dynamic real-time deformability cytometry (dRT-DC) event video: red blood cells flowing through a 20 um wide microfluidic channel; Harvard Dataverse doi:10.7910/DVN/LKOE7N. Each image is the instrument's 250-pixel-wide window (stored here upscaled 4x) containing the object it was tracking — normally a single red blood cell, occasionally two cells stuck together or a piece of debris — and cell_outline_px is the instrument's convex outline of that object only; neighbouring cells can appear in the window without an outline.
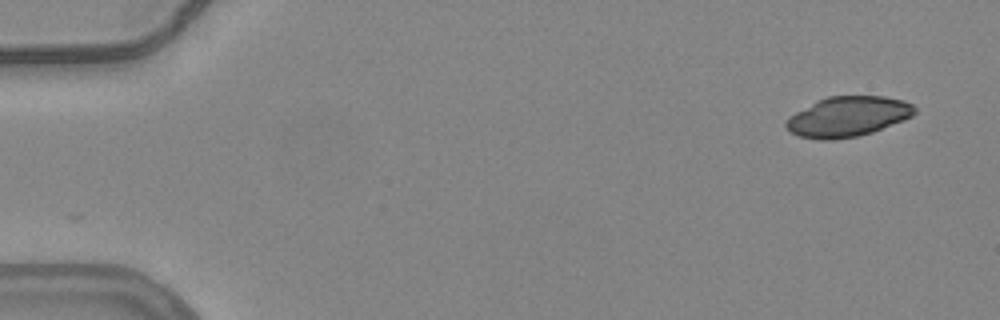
{"species": "common noctule bat (a hibernating species)", "species_latin": "Nyctalus noctula", "temperature_condition": "warm", "stored_images_in_passage": 52, "camera_frame_rate_fps": 3000, "um_per_image_px": 0.085, "animal": {"sex": "female", "body_mass_g": 24.6, "forearm_length_mm": 56.2}, "frame": {"image": 1, "passage_image": 1, "time_ms": 0.0, "image_size_px": [1000, 320], "cell_outline_px": [[916, 112], [912, 116], [904, 120], [872, 132], [856, 136], [828, 140], [820, 140], [800, 136], [792, 132], [784, 124], [788, 116], [828, 96], [884, 96], [904, 100], [912, 104], [916, 108]], "centroid_in_image_um": [72.1, 9.9], "position_along_channel_um": 12.9, "area_um2": 29.77}}